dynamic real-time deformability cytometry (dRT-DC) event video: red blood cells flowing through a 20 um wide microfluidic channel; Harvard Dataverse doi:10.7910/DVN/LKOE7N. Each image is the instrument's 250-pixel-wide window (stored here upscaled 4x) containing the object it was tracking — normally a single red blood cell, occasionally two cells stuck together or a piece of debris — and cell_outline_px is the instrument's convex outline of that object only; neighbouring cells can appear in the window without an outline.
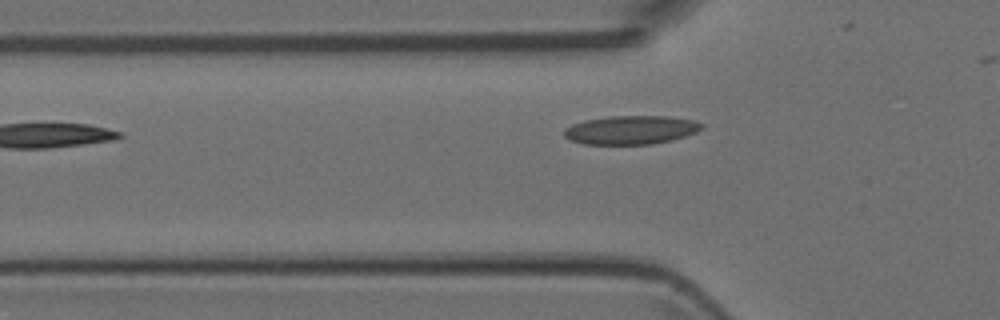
{"species": "Egyptian fruit bat (a non-hibernating species)", "species_latin": "Rousettus aegyptiacus", "temperature_condition": "room temperature", "stored_images_in_passage": 5, "camera_frame_rate_fps": 3000, "um_per_image_px": 0.085, "animal": {"sex": "female"}, "frame": {"image": 1, "passage_image": 4, "time_ms": 1.0, "image_size_px": [1000, 320], "cell_outline_px": [[704, 128], [696, 132], [672, 140], [652, 144], [584, 144], [568, 140], [564, 136], [564, 128], [572, 124], [584, 120], [608, 116], [668, 116], [692, 120], [704, 124]], "centroid_in_image_um": [53.6, 11.04], "position_along_channel_um": 72.2, "area_um2": 23.12}}